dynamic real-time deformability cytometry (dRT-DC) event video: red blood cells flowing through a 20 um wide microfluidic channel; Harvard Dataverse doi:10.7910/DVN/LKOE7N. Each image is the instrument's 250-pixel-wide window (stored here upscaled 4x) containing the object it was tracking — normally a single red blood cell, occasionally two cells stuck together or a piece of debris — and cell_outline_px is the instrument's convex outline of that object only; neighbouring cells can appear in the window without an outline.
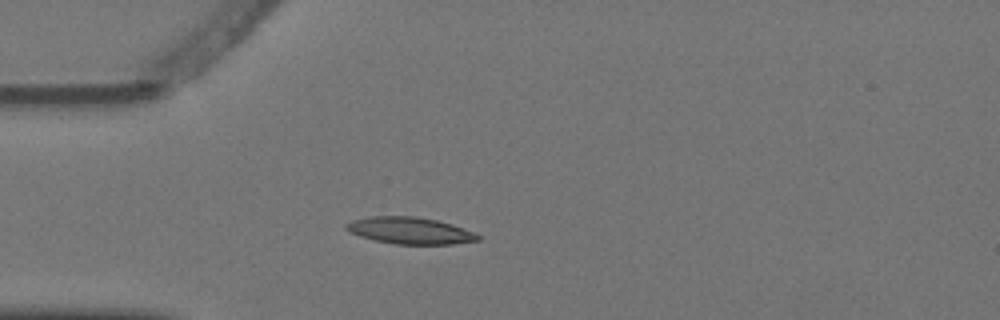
{"species": "Egyptian fruit bat (a non-hibernating species)", "species_latin": "Rousettus aegyptiacus", "temperature_condition": "warm", "stored_images_in_passage": 2, "camera_frame_rate_fps": 3000, "um_per_image_px": 0.085, "animal": {"sex": "female"}, "frame": {"image": 1, "passage_image": 2, "time_ms": 0.333, "image_size_px": [1000, 320], "cell_outline_px": [[480, 240], [452, 244], [396, 244], [376, 240], [360, 236], [348, 232], [344, 228], [344, 224], [352, 220], [368, 216], [416, 216], [436, 220], [452, 224], [472, 232], [480, 236]], "centroid_in_image_um": [34.79, 19.59], "position_along_channel_um": 50.2, "area_um2": 20.52}}